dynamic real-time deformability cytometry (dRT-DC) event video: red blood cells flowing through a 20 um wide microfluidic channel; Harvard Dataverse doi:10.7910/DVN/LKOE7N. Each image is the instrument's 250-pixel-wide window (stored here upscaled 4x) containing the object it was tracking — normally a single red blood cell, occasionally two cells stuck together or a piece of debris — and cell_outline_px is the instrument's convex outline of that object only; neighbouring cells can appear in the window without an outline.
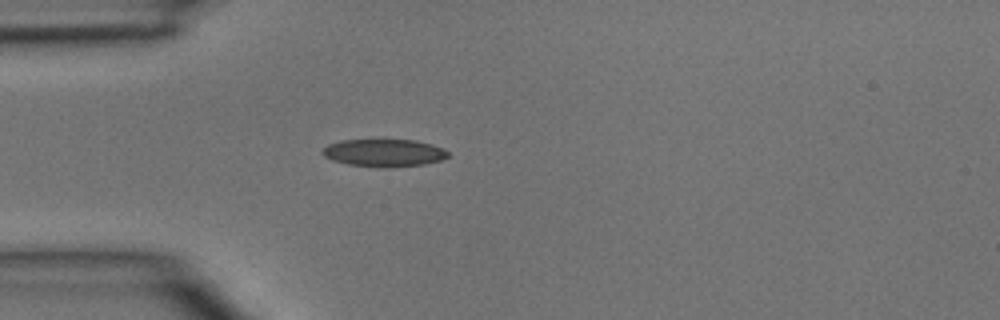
{"species": "common noctule bat (a hibernating species)", "species_latin": "Nyctalus noctula", "temperature_condition": "room temperature", "stored_images_in_passage": 3, "camera_frame_rate_fps": 3000, "um_per_image_px": 0.085, "animal": {"sex": "male", "body_mass_g": 15.6}, "frame": {"image": 1, "passage_image": 3, "time_ms": 0.667, "image_size_px": [1000, 320], "cell_outline_px": [[448, 156], [440, 160], [424, 164], [388, 168], [384, 168], [348, 164], [332, 160], [324, 156], [320, 152], [328, 144], [340, 140], [416, 140], [432, 144], [444, 148], [448, 152]], "centroid_in_image_um": [32.63, 12.99], "position_along_channel_um": 52.4, "area_um2": 20.23}}